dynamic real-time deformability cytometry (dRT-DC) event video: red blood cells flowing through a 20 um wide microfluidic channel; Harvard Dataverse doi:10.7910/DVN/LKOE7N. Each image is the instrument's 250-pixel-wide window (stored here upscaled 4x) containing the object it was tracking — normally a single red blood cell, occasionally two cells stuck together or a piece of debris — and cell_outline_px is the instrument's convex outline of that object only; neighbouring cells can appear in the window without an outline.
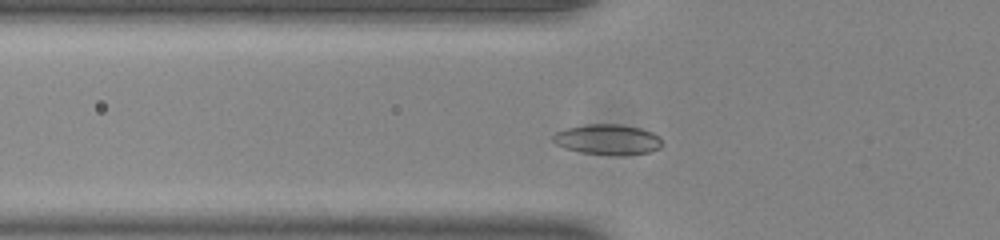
{"species": "common noctule bat (a hibernating species)", "species_latin": "Nyctalus noctula", "temperature_condition": "room temperature", "stored_images_in_passage": 44, "camera_frame_rate_fps": 3000, "um_per_image_px": 0.085, "animal": {"sex": "male", "body_mass_g": 20.0, "forearm_length_mm": 53.3}, "frame": {"image": 1, "passage_image": 8, "time_ms": 2.333, "image_size_px": [1000, 240], "cell_outline_px": [[664, 144], [660, 148], [648, 152], [616, 156], [580, 152], [564, 148], [556, 144], [552, 140], [552, 136], [556, 132], [564, 128], [584, 124], [620, 124], [640, 128], [652, 132], [660, 136]], "centroid_in_image_um": [51.65, 11.86], "position_along_channel_um": 74.1, "area_um2": 19.65}}
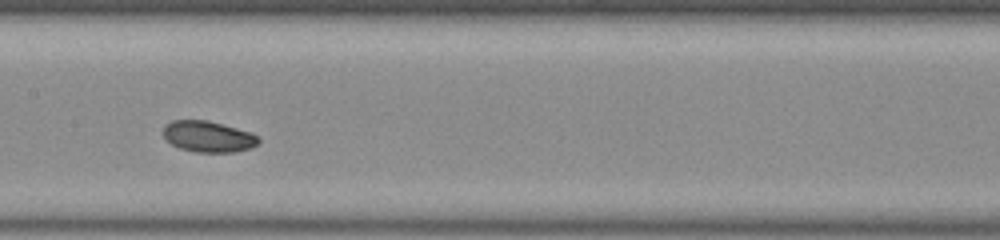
{"frame": {"image": 2, "passage_image": 17, "time_ms": 5.333, "image_size_px": [1000, 240], "cell_outline_px": [[260, 140], [252, 148], [236, 152], [196, 152], [180, 148], [172, 144], [164, 136], [164, 124], [172, 120], [208, 120], [252, 132]], "centroid_in_image_um": [17.71, 11.6], "position_along_channel_um": 189.7, "area_um2": 17.28}}
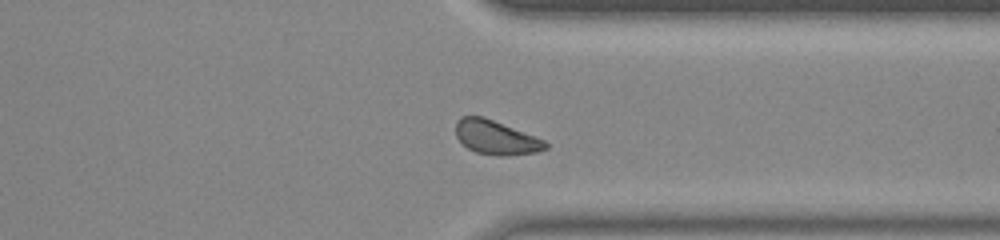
{"frame": {"image": 3, "passage_image": 31, "time_ms": 10.0, "image_size_px": [1000, 240], "cell_outline_px": [[548, 148], [536, 152], [504, 156], [500, 156], [476, 152], [468, 148], [456, 136], [456, 120], [460, 116], [484, 116], [544, 140], [548, 144]], "centroid_in_image_um": [42.14, 11.67], "position_along_channel_um": 369.3, "area_um2": 17.69}, "authors_computed_cell_mechanics": {"area_um2": 17.6001, "velocity_mm_per_s": 3.843, "shape_relaxation_time_tau1_ms": 2.374, "shape_relaxation_time_tau2_ms": 8.3029, "deformation_change_tau1": 0.0639, "deformation_change_tau2": 0.1167}}